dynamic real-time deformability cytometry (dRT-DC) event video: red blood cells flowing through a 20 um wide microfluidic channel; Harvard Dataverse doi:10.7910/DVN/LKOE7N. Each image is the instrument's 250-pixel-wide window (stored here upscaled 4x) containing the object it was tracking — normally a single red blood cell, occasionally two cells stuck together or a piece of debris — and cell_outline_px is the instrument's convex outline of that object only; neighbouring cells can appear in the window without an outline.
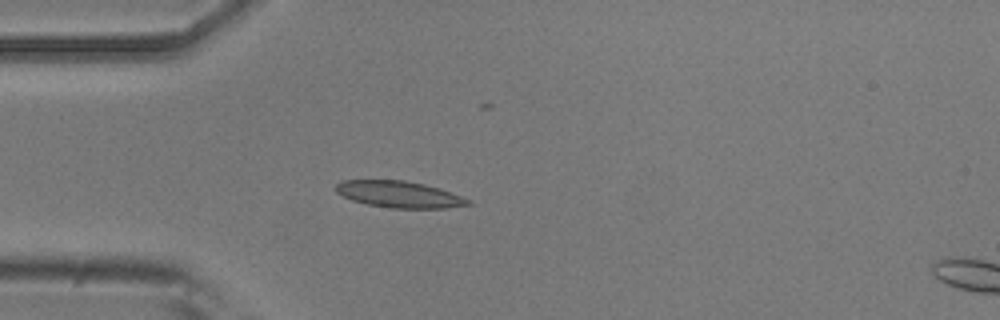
{"species": "common noctule bat (a hibernating species)", "species_latin": "Nyctalus noctula", "temperature_condition": "room temperature", "stored_images_in_passage": 40, "camera_frame_rate_fps": 3000, "um_per_image_px": 0.085, "animal": {"sex": "male", "body_mass_g": 20.5, "forearm_length_mm": 52.5}, "frame": {"image": 1, "passage_image": 1, "time_ms": 0.0, "image_size_px": [1000, 320], "cell_outline_px": [[472, 204], [448, 208], [392, 208], [368, 204], [352, 200], [336, 192], [336, 184], [344, 180], [404, 180], [424, 184], [440, 188], [472, 200]], "centroid_in_image_um": [33.98, 16.52], "position_along_channel_um": 51.0, "area_um2": 20.4}}
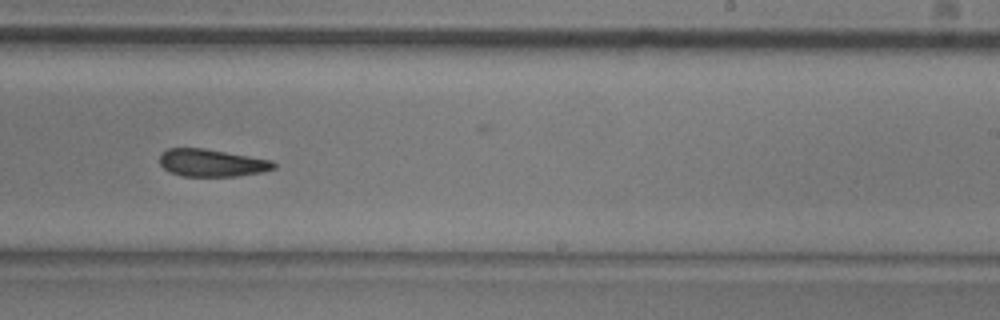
{"frame": {"image": 2, "passage_image": 19, "time_ms": 6.0, "image_size_px": [1000, 320], "cell_outline_px": [[276, 168], [260, 172], [236, 176], [184, 176], [172, 172], [164, 168], [160, 164], [160, 156], [168, 148], [204, 148], [272, 160], [276, 164]], "centroid_in_image_um": [18.02, 13.84], "position_along_channel_um": 271.0, "area_um2": 18.03}}
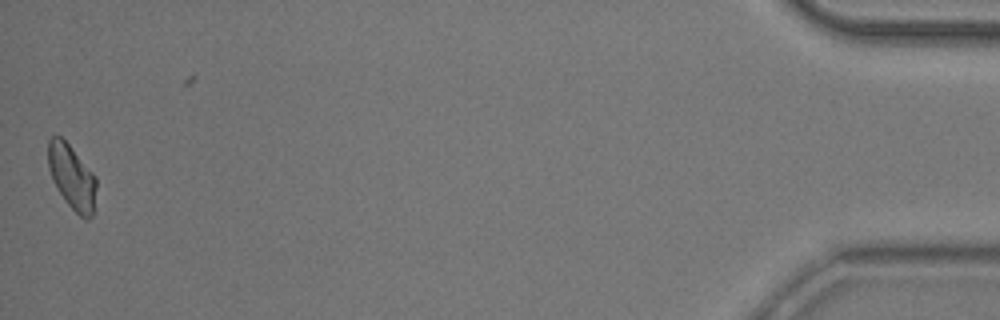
{"frame": {"image": 3, "passage_image": 39, "time_ms": 12.667, "image_size_px": [1000, 320], "cell_outline_px": [[96, 188], [92, 216], [88, 220], [84, 220], [68, 204], [60, 192], [48, 168], [48, 140], [52, 136], [60, 136], [68, 144], [96, 176]], "centroid_in_image_um": [6.12, 15.05], "position_along_channel_um": 429.1, "area_um2": 17.74}, "authors_computed_cell_mechanics": {"area_um2": 18.8428, "velocity_mm_per_s": 3.8001, "shape_relaxation_time_tau1_ms": 5.5255, "shape_relaxation_time_tau2_ms": 5.0218, "deformation_change_tau1": 0.1302, "deformation_change_tau2": 0.1012}}